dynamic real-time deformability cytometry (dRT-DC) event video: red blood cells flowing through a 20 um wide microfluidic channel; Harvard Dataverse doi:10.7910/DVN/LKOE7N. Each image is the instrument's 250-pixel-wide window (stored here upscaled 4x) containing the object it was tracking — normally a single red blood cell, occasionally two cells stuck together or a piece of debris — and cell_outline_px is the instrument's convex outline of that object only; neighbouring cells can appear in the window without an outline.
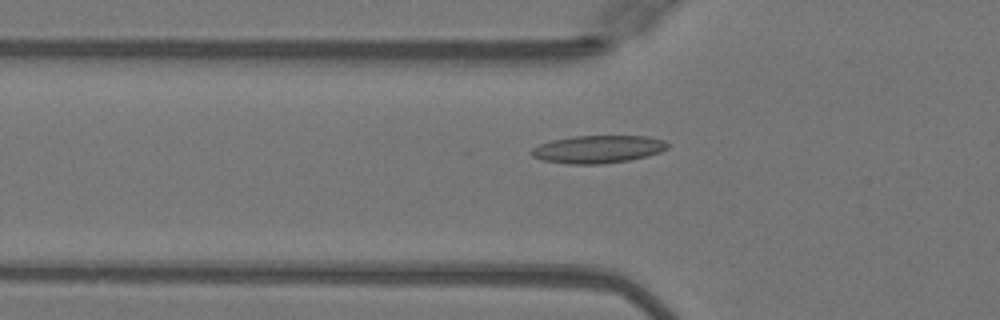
{"species": "Egyptian fruit bat (a non-hibernating species)", "species_latin": "Rousettus aegyptiacus", "temperature_condition": "warm", "stored_images_in_passage": 42, "segment_of_instrument_passage": [1, 2], "camera_frame_rate_fps": 3000, "um_per_image_px": 0.085, "animal": {"sex": "female"}, "frame": {"image": 1, "passage_image": 8, "time_ms": 2.333, "image_size_px": [1000, 320], "cell_outline_px": [[668, 148], [660, 152], [628, 160], [604, 164], [568, 164], [540, 160], [532, 156], [528, 152], [532, 148], [540, 144], [552, 140], [572, 136], [648, 136], [664, 140], [668, 144]], "centroid_in_image_um": [50.78, 12.68], "position_along_channel_um": 75.0, "area_um2": 22.08}}
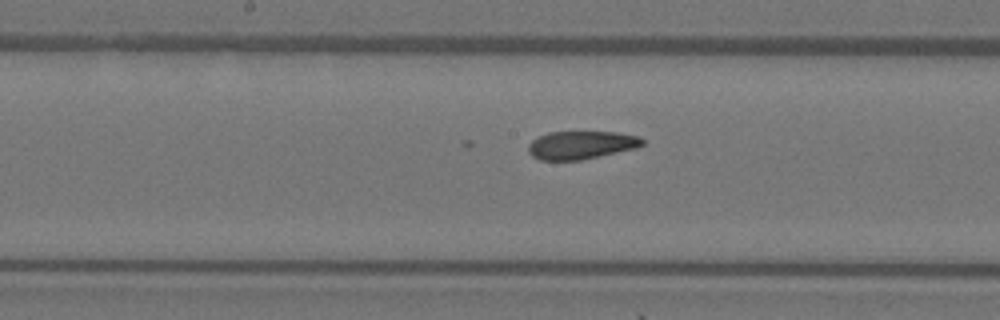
{"frame": {"image": 2, "passage_image": 17, "time_ms": 5.333, "image_size_px": [1000, 320], "cell_outline_px": [[644, 144], [636, 148], [580, 160], [540, 160], [532, 156], [528, 152], [528, 144], [532, 140], [548, 132], [616, 132], [640, 136], [644, 140]], "centroid_in_image_um": [49.39, 12.32], "position_along_channel_um": 198.8, "area_um2": 18.67}}
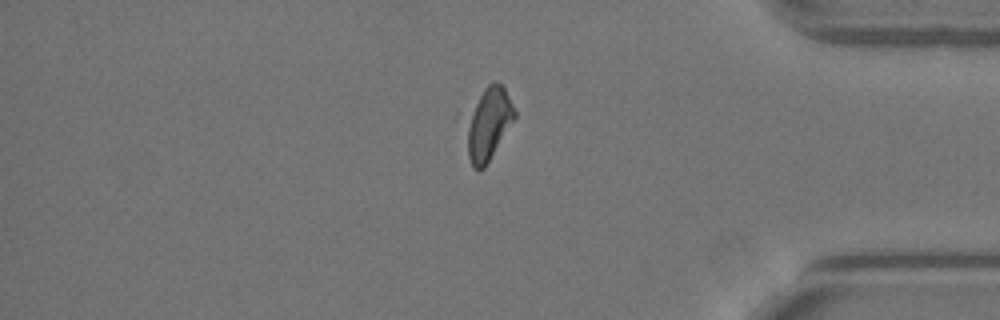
{"frame": {"image": 3, "passage_image": 33, "time_ms": 10.667, "image_size_px": [1000, 320], "cell_outline_px": [[516, 116], [484, 168], [480, 172], [472, 168], [452, 120], [456, 112], [492, 80], [496, 80], [504, 84], [516, 112]], "centroid_in_image_um": [41.18, 10.45], "position_along_channel_um": 394.0, "area_um2": 24.51}}